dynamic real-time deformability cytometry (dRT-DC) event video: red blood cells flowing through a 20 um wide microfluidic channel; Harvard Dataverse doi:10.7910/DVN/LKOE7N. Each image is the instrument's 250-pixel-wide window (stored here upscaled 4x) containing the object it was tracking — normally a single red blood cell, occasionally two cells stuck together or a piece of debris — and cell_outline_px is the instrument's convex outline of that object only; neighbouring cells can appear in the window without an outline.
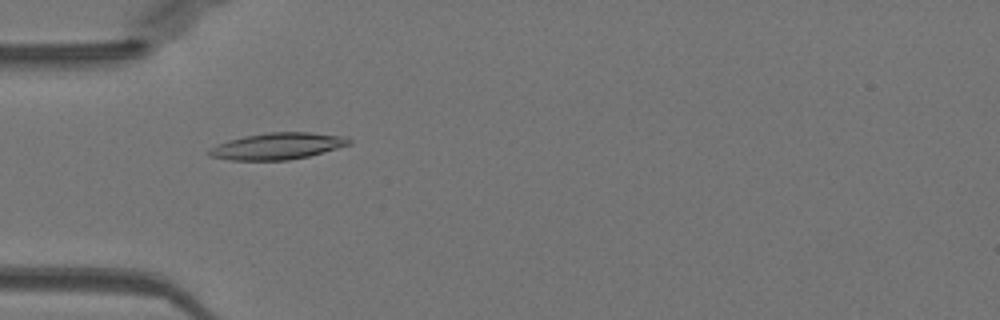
{"species": "Egyptian fruit bat (a non-hibernating species)", "species_latin": "Rousettus aegyptiacus", "temperature_condition": "warm", "stored_images_in_passage": 41, "camera_frame_rate_fps": 3000, "um_per_image_px": 0.085, "animal": {"sex": "female"}, "frame": {"image": 1, "passage_image": 16, "time_ms": 5.0, "image_size_px": [1000, 320], "cell_outline_px": [[352, 144], [308, 156], [288, 160], [232, 160], [208, 156], [208, 152], [212, 148], [228, 140], [244, 136], [268, 132], [312, 132], [348, 136], [352, 140]], "centroid_in_image_um": [23.66, 12.41], "position_along_channel_um": 61.3, "area_um2": 21.68}}
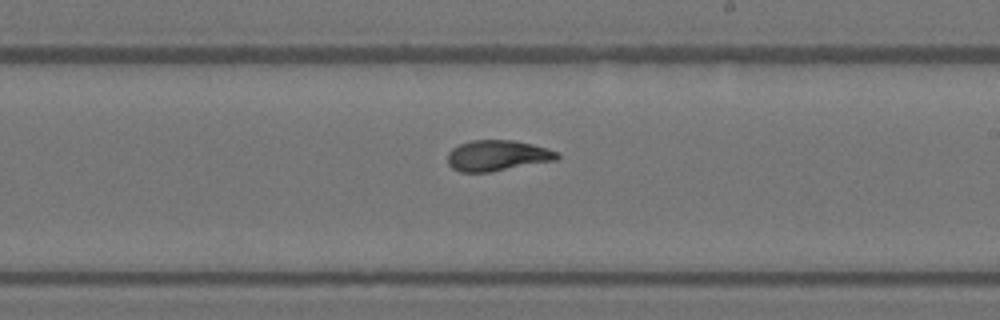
{"frame": {"image": 2, "passage_image": 30, "time_ms": 9.667, "image_size_px": [1000, 320], "cell_outline_px": [[560, 156], [556, 160], [488, 172], [460, 172], [452, 168], [448, 164], [448, 152], [452, 148], [460, 144], [472, 140], [516, 140], [548, 148], [560, 152]], "centroid_in_image_um": [42.28, 13.21], "position_along_channel_um": 246.7, "area_um2": 19.65}}
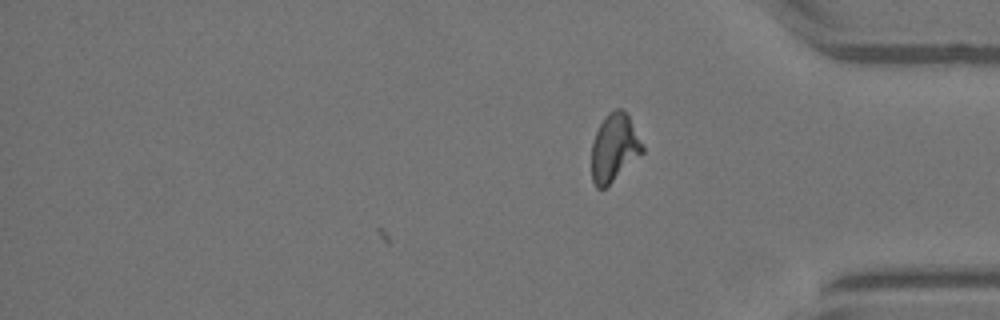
{"frame": {"image": 3, "passage_image": 41, "time_ms": 13.333, "image_size_px": [1000, 320], "cell_outline_px": [[644, 152], [604, 188], [596, 188], [592, 180], [592, 144], [596, 132], [604, 116], [608, 112], [616, 108], [620, 108], [628, 116], [644, 144]], "centroid_in_image_um": [52.22, 12.54], "position_along_channel_um": 383.0, "area_um2": 19.88}, "authors_computed_cell_mechanics": {"area_um2": 19.8254, "velocity_mm_per_s": 4.0138, "shape_relaxation_time_tau1_ms": 3.9426, "shape_relaxation_time_tau2_ms": 1.6796, "deformation_change_tau1": 0.1834, "deformation_change_tau2": 0.081}}